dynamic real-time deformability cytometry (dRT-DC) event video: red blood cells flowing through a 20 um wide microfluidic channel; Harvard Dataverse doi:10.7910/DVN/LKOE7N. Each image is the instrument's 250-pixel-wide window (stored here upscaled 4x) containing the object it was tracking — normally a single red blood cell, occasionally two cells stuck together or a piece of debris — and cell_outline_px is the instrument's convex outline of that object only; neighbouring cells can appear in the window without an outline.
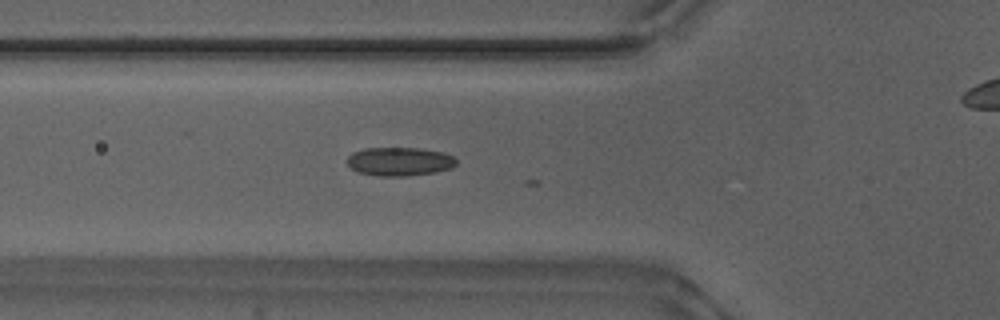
{"species": "Egyptian fruit bat (a non-hibernating species)", "species_latin": "Rousettus aegyptiacus", "temperature_condition": "warm", "stored_images_in_passage": 29, "camera_frame_rate_fps": 3000, "um_per_image_px": 0.085, "animal": {"sex": "male"}, "frame": {"image": 1, "passage_image": 19, "time_ms": 6.0, "image_size_px": [1000, 320], "cell_outline_px": [[456, 164], [452, 168], [436, 172], [408, 176], [376, 176], [356, 172], [348, 164], [348, 156], [352, 152], [364, 148], [416, 148], [444, 152], [452, 156], [456, 160]], "centroid_in_image_um": [33.95, 13.73], "position_along_channel_um": 91.8, "area_um2": 18.32}}